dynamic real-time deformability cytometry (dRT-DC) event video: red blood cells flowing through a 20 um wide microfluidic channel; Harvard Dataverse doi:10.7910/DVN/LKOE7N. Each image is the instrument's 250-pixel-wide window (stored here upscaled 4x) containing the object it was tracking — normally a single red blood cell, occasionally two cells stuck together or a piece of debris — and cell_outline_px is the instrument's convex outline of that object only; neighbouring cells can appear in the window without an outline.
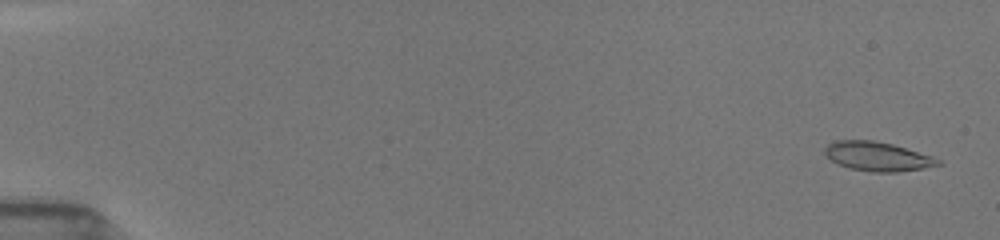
{"species": "common noctule bat (a hibernating species)", "species_latin": "Nyctalus noctula", "temperature_condition": "room temperature", "stored_images_in_passage": 21, "camera_frame_rate_fps": 3000, "um_per_image_px": 0.085, "animal": {"sex": "female", "body_mass_g": 19.5, "forearm_length_mm": 54.1}, "frame": {"image": 1, "passage_image": 2, "time_ms": 0.333, "image_size_px": [1000, 240], "cell_outline_px": [[944, 164], [896, 172], [872, 172], [848, 168], [832, 160], [824, 152], [824, 148], [828, 144], [836, 140], [872, 140], [892, 144], [932, 156], [940, 160]], "centroid_in_image_um": [74.58, 13.29], "position_along_channel_um": 10.4, "area_um2": 19.02}}
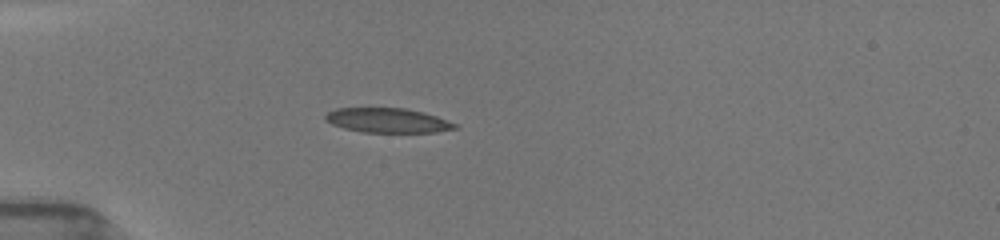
{"frame": {"image": 2, "passage_image": 16, "time_ms": 5.0, "image_size_px": [1000, 240], "cell_outline_px": [[460, 128], [436, 132], [364, 132], [344, 128], [332, 124], [324, 120], [324, 116], [328, 112], [336, 108], [404, 108], [424, 112], [436, 116], [456, 124]], "centroid_in_image_um": [32.94, 10.23], "position_along_channel_um": 52.1, "area_um2": 18.5}}
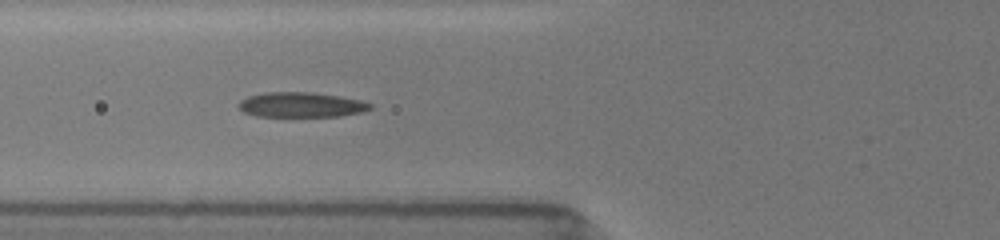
{"frame": {"image": 3, "passage_image": 21, "time_ms": 6.667, "image_size_px": [1000, 240], "cell_outline_px": [[372, 108], [364, 112], [340, 116], [256, 116], [244, 112], [236, 104], [240, 100], [248, 96], [264, 92], [312, 92], [340, 96], [360, 100], [372, 104]], "centroid_in_image_um": [25.6, 8.9], "position_along_channel_um": 100.2, "area_um2": 19.25}}